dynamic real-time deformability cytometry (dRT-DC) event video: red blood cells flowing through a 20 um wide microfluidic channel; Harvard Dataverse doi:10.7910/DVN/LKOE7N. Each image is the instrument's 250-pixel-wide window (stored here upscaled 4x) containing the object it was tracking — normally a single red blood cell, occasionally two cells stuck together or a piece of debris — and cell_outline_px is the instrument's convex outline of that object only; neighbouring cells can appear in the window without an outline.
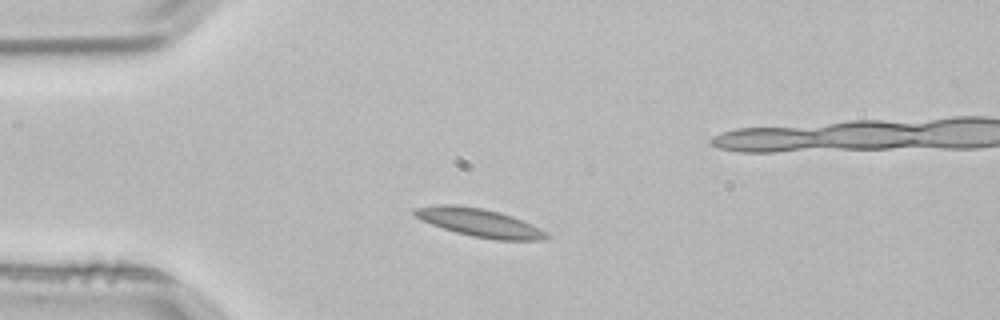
{"species": "common noctule bat (a hibernating species)", "species_latin": "Nyctalus noctula", "temperature_condition": "room temperature", "stored_images_in_passage": 7, "camera_frame_rate_fps": 3000, "um_per_image_px": 0.085, "animal": {"sex": "male", "body_mass_g": 21.5, "forearm_length_mm": 52.0}, "frame": {"image": 1, "passage_image": 3, "time_ms": 0.667, "image_size_px": [1000, 320], "cell_outline_px": [[552, 236], [544, 240], [496, 240], [472, 236], [456, 232], [420, 220], [412, 212], [416, 208], [440, 204], [456, 204], [484, 208], [500, 212], [512, 216], [532, 224], [548, 232]], "centroid_in_image_um": [40.81, 18.92], "position_along_channel_um": 44.2, "area_um2": 21.79}}